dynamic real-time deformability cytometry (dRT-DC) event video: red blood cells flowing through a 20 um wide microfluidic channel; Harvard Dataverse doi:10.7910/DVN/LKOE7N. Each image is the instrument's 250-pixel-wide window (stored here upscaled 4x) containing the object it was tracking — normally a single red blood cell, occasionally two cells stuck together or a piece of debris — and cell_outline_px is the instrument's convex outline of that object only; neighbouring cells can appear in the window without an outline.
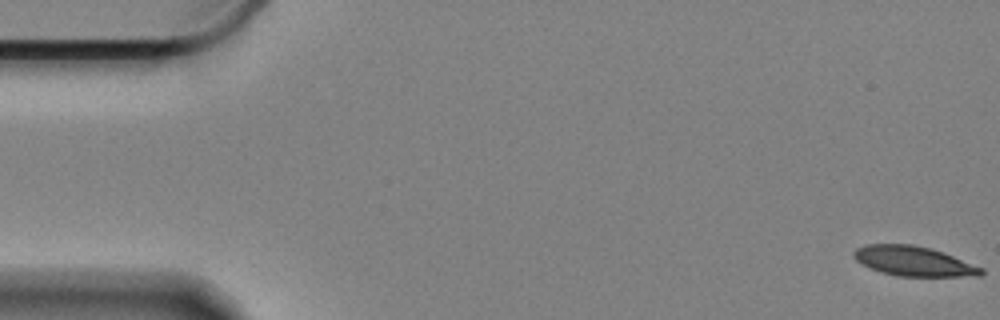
{"species": "Egyptian fruit bat (a non-hibernating species)", "species_latin": "Rousettus aegyptiacus", "temperature_condition": "cold", "stored_images_in_passage": 13, "camera_frame_rate_fps": 3000, "um_per_image_px": 0.085, "animal": {"sex": "female"}, "frame": {"image": 1, "passage_image": 1, "time_ms": 0.0, "image_size_px": [1000, 320], "cell_outline_px": [[984, 272], [980, 276], [896, 276], [872, 268], [856, 260], [852, 256], [852, 252], [856, 248], [868, 244], [912, 244], [932, 248], [984, 268]], "centroid_in_image_um": [77.67, 22.19], "position_along_channel_um": 7.3, "area_um2": 21.96}}